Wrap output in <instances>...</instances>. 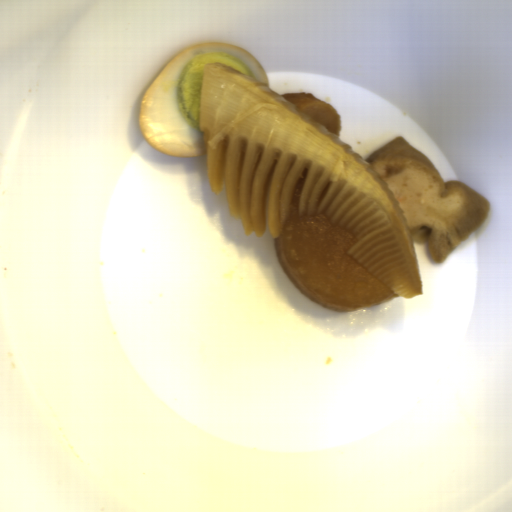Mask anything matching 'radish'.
<instances>
[{"label":"radish","mask_w":512,"mask_h":512,"mask_svg":"<svg viewBox=\"0 0 512 512\" xmlns=\"http://www.w3.org/2000/svg\"><path fill=\"white\" fill-rule=\"evenodd\" d=\"M307 173L305 168L283 230L273 238L276 258L287 278L310 301L336 313L398 298L385 283L346 255L360 239L353 230L333 223L325 211L300 216L298 203Z\"/></svg>","instance_id":"1"},{"label":"radish","mask_w":512,"mask_h":512,"mask_svg":"<svg viewBox=\"0 0 512 512\" xmlns=\"http://www.w3.org/2000/svg\"><path fill=\"white\" fill-rule=\"evenodd\" d=\"M298 108L307 112L315 121L323 124L328 130L340 137L342 117L338 110L329 103L317 98L310 92L280 94Z\"/></svg>","instance_id":"2"}]
</instances>
